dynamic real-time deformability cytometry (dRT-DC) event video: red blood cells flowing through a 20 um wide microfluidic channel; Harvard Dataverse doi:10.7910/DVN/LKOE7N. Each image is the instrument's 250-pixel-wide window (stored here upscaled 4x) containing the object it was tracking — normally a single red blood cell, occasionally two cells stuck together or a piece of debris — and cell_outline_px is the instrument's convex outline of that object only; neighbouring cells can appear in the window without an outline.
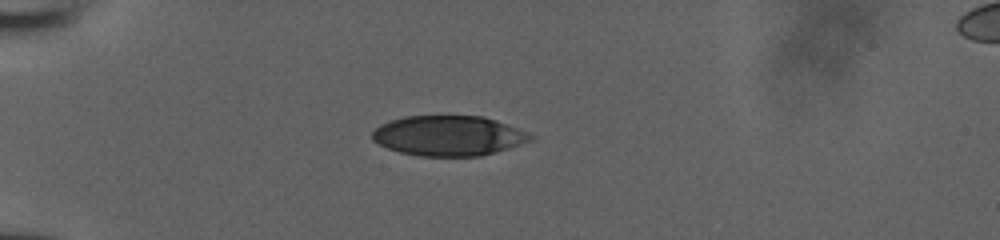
{"species": "human", "species_latin": "Homo sapiens", "temperature_condition": "room temperature", "stored_images_in_passage": 37, "camera_frame_rate_fps": 3000, "um_per_image_px": 0.085, "donor": {"sex": "male"}, "frame": {"image": 1, "passage_image": 1, "time_ms": 0.0, "image_size_px": [1000, 240], "cell_outline_px": [[536, 136], [532, 140], [508, 148], [480, 156], [420, 156], [400, 152], [388, 148], [372, 140], [372, 132], [380, 124], [404, 116], [484, 116], [496, 120], [528, 132]], "centroid_in_image_um": [38.13, 11.53], "position_along_channel_um": 46.9, "area_um2": 36.88}}
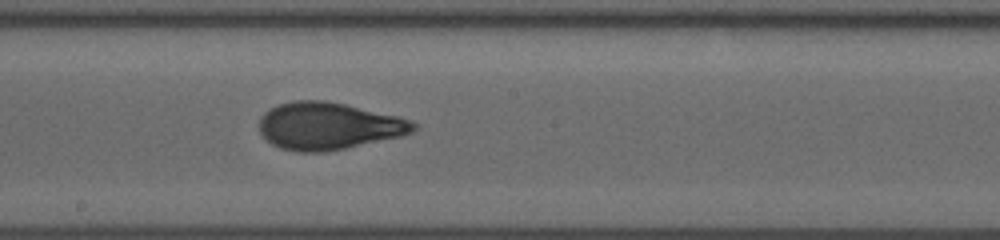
{"frame": {"image": 2, "passage_image": 16, "time_ms": 5.0, "image_size_px": [1000, 240], "cell_outline_px": [[420, 124], [412, 132], [400, 136], [344, 148], [324, 152], [296, 152], [280, 148], [272, 144], [260, 132], [260, 116], [268, 108], [292, 100], [324, 100], [344, 104], [400, 116], [412, 120]], "centroid_in_image_um": [27.92, 10.7], "position_along_channel_um": 220.3, "area_um2": 42.48}}
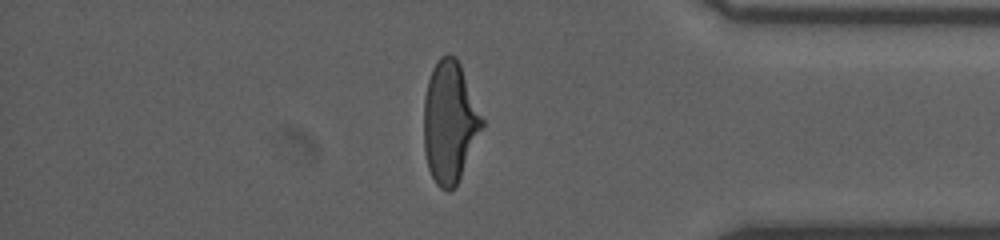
{"frame": {"image": 3, "passage_image": 30, "time_ms": 9.667, "image_size_px": [1000, 240], "cell_outline_px": [[484, 128], [456, 184], [448, 192], [440, 188], [436, 184], [428, 168], [424, 152], [424, 96], [428, 80], [432, 68], [440, 56], [448, 52], [456, 56], [460, 64], [484, 120]], "centroid_in_image_um": [38.22, 10.35], "position_along_channel_um": 397.0, "area_um2": 41.38}}